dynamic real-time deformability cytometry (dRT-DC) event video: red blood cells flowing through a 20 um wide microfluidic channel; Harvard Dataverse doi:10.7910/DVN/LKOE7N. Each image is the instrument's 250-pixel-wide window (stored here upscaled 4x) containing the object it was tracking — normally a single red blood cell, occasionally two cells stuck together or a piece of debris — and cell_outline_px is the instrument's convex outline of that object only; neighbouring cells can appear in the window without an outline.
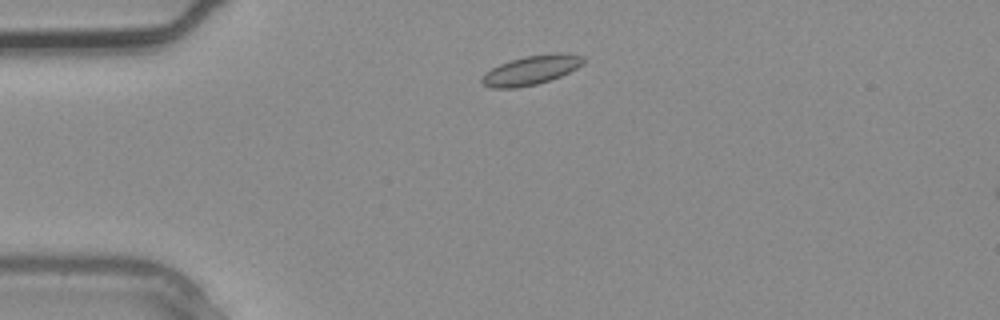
{"species": "common noctule bat (a hibernating species)", "species_latin": "Nyctalus noctula", "temperature_condition": "warm", "stored_images_in_passage": 1, "camera_frame_rate_fps": 3000, "um_per_image_px": 0.085, "animal": {"sex": "male", "body_mass_g": 20.4}, "frame": {"image": 1, "passage_image": 1, "time_ms": 0.0, "image_size_px": [1000, 320], "cell_outline_px": [[584, 64], [560, 76], [536, 84], [516, 88], [492, 88], [484, 84], [480, 80], [484, 72], [500, 64], [524, 56], [552, 52], [560, 52], [584, 56]], "centroid_in_image_um": [45.15, 5.94], "position_along_channel_um": 39.9, "area_um2": 17.28}}